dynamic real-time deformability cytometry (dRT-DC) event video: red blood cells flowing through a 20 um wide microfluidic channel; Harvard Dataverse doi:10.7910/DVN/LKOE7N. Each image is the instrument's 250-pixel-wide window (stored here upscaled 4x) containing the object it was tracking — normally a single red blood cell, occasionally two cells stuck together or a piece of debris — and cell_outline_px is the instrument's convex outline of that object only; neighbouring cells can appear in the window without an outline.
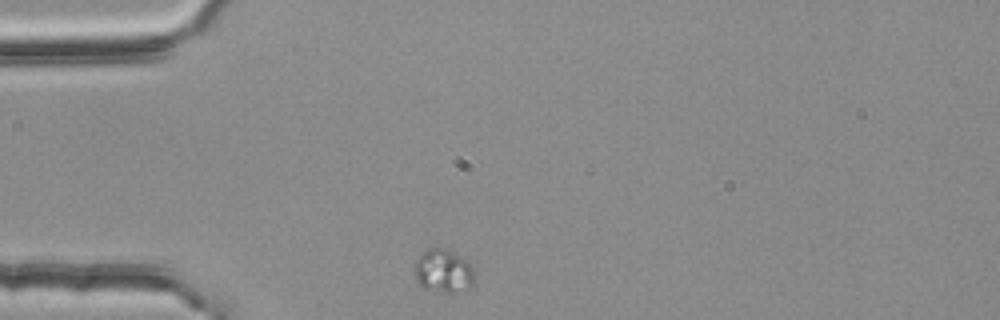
{"species": "common noctule bat (a hibernating species)", "species_latin": "Nyctalus noctula", "temperature_condition": "room temperature", "stored_images_in_passage": 1, "camera_frame_rate_fps": 3000, "um_per_image_px": 0.085, "animal": {"sex": "female", "body_mass_g": 25.1}, "frame": {"image": 1, "passage_image": 1, "time_ms": 0.0, "image_size_px": [1000, 320], "cell_outline_px": [[476, 280], [468, 288], [452, 292], [440, 292], [424, 288], [416, 284], [416, 260], [428, 248], [444, 248], [464, 260], [472, 268]], "centroid_in_image_um": [37.67, 23.07], "position_along_channel_um": 47.3, "area_um2": 14.74}}